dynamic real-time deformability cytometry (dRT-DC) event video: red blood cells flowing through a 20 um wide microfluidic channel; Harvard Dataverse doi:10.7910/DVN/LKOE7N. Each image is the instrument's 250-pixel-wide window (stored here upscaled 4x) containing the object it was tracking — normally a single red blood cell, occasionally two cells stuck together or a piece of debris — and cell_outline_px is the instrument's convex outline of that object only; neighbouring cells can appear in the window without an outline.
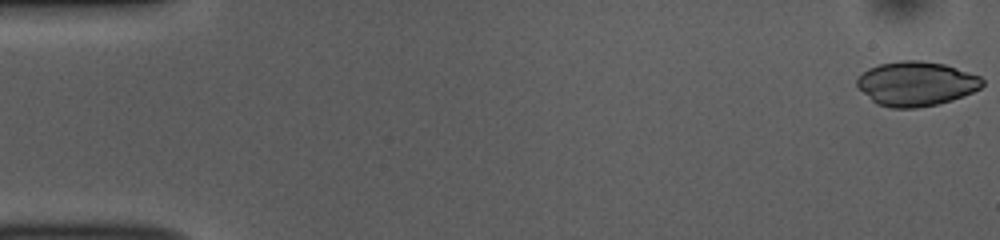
{"species": "common noctule bat (a hibernating species)", "species_latin": "Nyctalus noctula", "temperature_condition": "room temperature", "stored_images_in_passage": 52, "camera_frame_rate_fps": 3000, "um_per_image_px": 0.085, "animal": {"sex": "female", "body_mass_g": 10.0, "forearm_length_mm": 53.1}, "frame": {"image": 1, "passage_image": 1, "time_ms": 0.0, "image_size_px": [1000, 240], "cell_outline_px": [[984, 84], [980, 88], [964, 96], [952, 100], [936, 104], [916, 108], [892, 108], [876, 104], [856, 84], [856, 80], [868, 68], [880, 64], [900, 60], [920, 60], [944, 64], [980, 76], [984, 80]], "centroid_in_image_um": [77.89, 7.11], "position_along_channel_um": 7.1, "area_um2": 32.31}}